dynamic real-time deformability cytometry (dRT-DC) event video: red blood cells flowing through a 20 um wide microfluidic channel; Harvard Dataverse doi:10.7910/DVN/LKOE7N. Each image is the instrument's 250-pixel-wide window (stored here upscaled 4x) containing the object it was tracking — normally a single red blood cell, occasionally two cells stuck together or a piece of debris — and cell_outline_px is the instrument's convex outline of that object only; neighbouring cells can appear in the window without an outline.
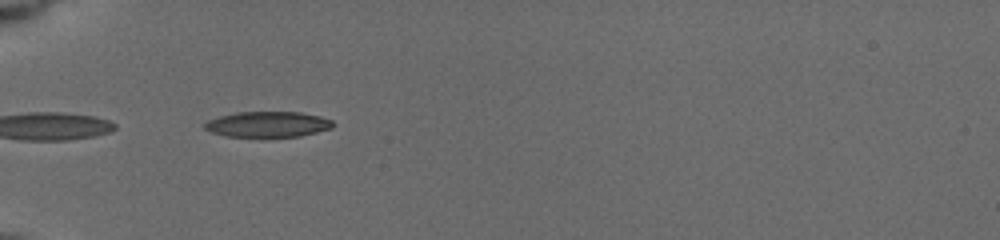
{"species": "common noctule bat (a hibernating species)", "species_latin": "Nyctalus noctula", "temperature_condition": "cold", "stored_images_in_passage": 23, "camera_frame_rate_fps": 3000, "um_per_image_px": 0.085, "animal": {"sex": "female", "body_mass_g": 19.5, "forearm_length_mm": 54.1}, "frame": {"image": 1, "passage_image": 1, "time_ms": 0.0, "image_size_px": [1000, 240], "cell_outline_px": [[332, 128], [300, 136], [224, 136], [212, 132], [204, 128], [204, 124], [208, 120], [220, 116], [236, 112], [300, 112], [320, 116], [332, 120]], "centroid_in_image_um": [22.75, 10.55], "position_along_channel_um": 62.3, "area_um2": 18.9}}
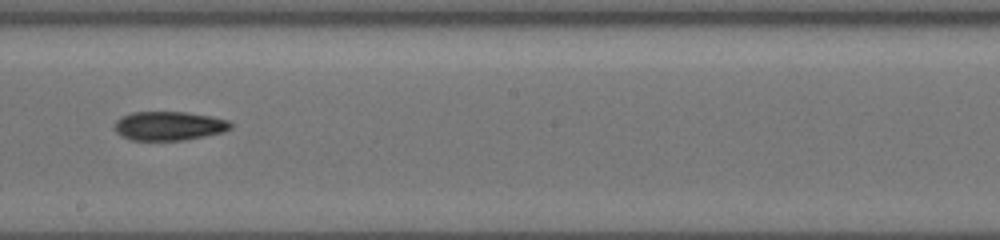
{"frame": {"image": 2, "passage_image": 10, "time_ms": 4.667, "image_size_px": [1000, 240], "cell_outline_px": [[232, 128], [224, 132], [184, 140], [132, 140], [120, 136], [116, 132], [116, 120], [132, 112], [184, 112], [208, 116], [228, 120], [232, 124]], "centroid_in_image_um": [14.37, 10.71], "position_along_channel_um": 233.8, "area_um2": 19.42}}
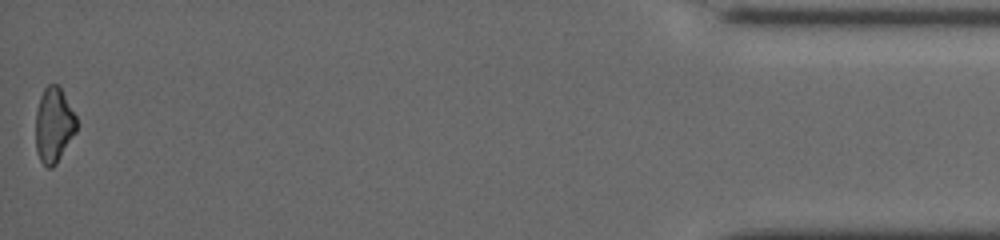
{"frame": {"image": 3, "passage_image": 23, "time_ms": 11.667, "image_size_px": [1000, 240], "cell_outline_px": [[76, 132], [56, 164], [52, 168], [48, 168], [40, 160], [36, 152], [36, 112], [40, 96], [44, 88], [48, 84], [56, 84], [60, 88], [76, 116]], "centroid_in_image_um": [4.56, 10.64], "position_along_channel_um": 430.6, "area_um2": 17.74}, "authors_computed_cell_mechanics": {"area_um2": 18.6694, "velocity_mm_per_s": 3.9214, "shape_relaxation_time_tau1_ms": 11.0016, "shape_relaxation_time_tau2_ms": null, "deformation_change_tau1": 0.1875, "deformation_change_tau2": null}}